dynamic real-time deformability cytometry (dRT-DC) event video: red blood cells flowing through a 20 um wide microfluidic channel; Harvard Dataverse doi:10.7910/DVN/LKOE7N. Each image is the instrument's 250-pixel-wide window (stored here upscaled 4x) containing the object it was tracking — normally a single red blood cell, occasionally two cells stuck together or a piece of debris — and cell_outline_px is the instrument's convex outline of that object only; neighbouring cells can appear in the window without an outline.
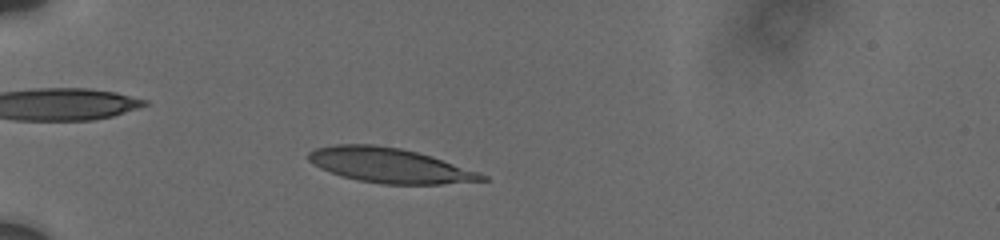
{"species": "human", "species_latin": "Homo sapiens", "temperature_condition": "cold", "stored_images_in_passage": 44, "camera_frame_rate_fps": 3000, "um_per_image_px": 0.085, "donor": {"sex": "male"}, "frame": {"image": 1, "passage_image": 11, "time_ms": 2.667, "image_size_px": [1000, 240], "cell_outline_px": [[488, 180], [440, 184], [384, 184], [360, 180], [340, 176], [320, 168], [308, 160], [308, 152], [316, 148], [336, 144], [372, 144], [400, 148], [432, 156], [480, 172], [488, 176]], "centroid_in_image_um": [33.13, 14.05], "position_along_channel_um": 51.9, "area_um2": 35.08}}
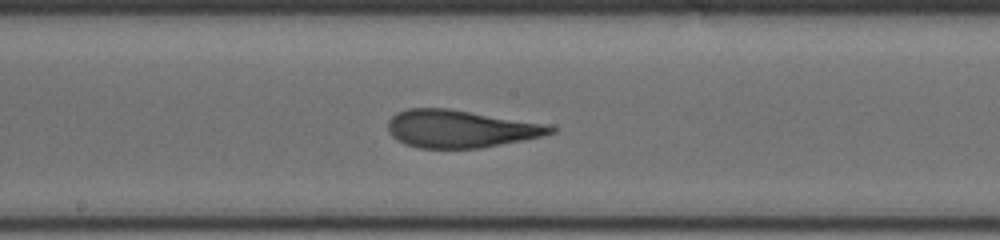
{"frame": {"image": 2, "passage_image": 29, "time_ms": 7.667, "image_size_px": [1000, 240], "cell_outline_px": [[560, 128], [556, 132], [540, 136], [480, 148], [420, 148], [408, 144], [392, 136], [388, 132], [388, 120], [396, 112], [408, 108], [448, 108], [540, 124]], "centroid_in_image_um": [39.06, 10.94], "position_along_channel_um": 209.1, "area_um2": 34.91}}
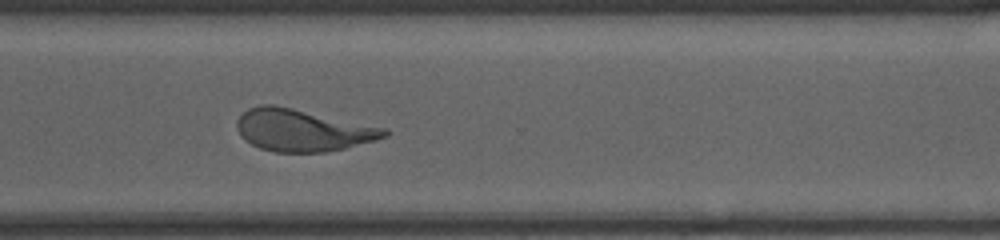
{"frame": {"image": 3, "passage_image": 43, "time_ms": 11.333, "image_size_px": [1000, 240], "cell_outline_px": [[392, 132], [388, 136], [376, 140], [344, 148], [324, 152], [276, 152], [260, 148], [244, 140], [240, 136], [236, 128], [236, 120], [248, 108], [260, 104], [276, 104], [388, 128]], "centroid_in_image_um": [25.73, 11.05], "position_along_channel_um": 344.9, "area_um2": 36.59}}